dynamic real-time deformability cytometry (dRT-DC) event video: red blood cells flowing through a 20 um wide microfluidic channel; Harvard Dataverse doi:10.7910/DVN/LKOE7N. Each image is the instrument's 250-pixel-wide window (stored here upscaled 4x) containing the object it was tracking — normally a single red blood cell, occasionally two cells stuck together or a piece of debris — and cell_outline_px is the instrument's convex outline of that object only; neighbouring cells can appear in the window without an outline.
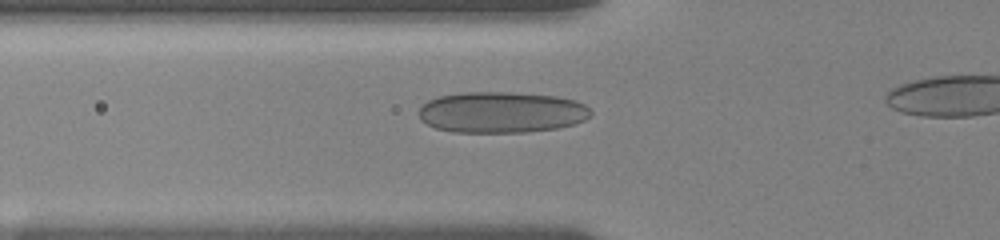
{"species": "human", "species_latin": "Homo sapiens", "temperature_condition": "room temperature", "stored_images_in_passage": 42, "camera_frame_rate_fps": 3000, "um_per_image_px": 0.085, "donor": {"sex": "female"}, "frame": {"image": 1, "passage_image": 9, "time_ms": 2.667, "image_size_px": [1000, 240], "cell_outline_px": [[592, 116], [584, 120], [572, 124], [556, 128], [528, 132], [452, 132], [436, 128], [420, 120], [420, 108], [428, 100], [440, 96], [464, 92], [512, 92], [556, 96], [576, 100], [584, 104], [592, 112]], "centroid_in_image_um": [42.64, 9.54], "position_along_channel_um": 83.2, "area_um2": 41.21}}
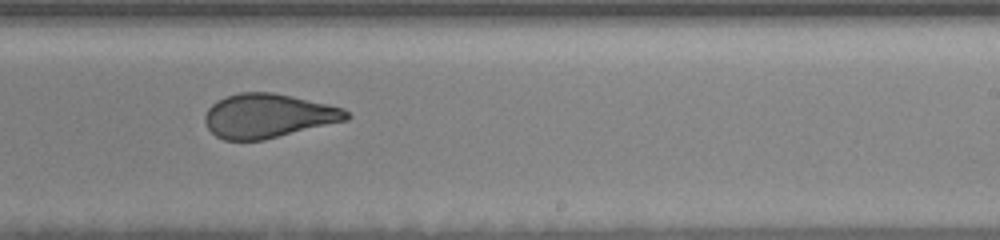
{"frame": {"image": 2, "passage_image": 26, "time_ms": 7.667, "image_size_px": [1000, 240], "cell_outline_px": [[352, 116], [348, 120], [264, 140], [224, 140], [216, 136], [208, 128], [204, 120], [204, 116], [208, 108], [216, 100], [240, 92], [272, 92], [292, 96], [328, 104], [344, 108]], "centroid_in_image_um": [22.8, 9.85], "position_along_channel_um": 266.2, "area_um2": 36.47}}
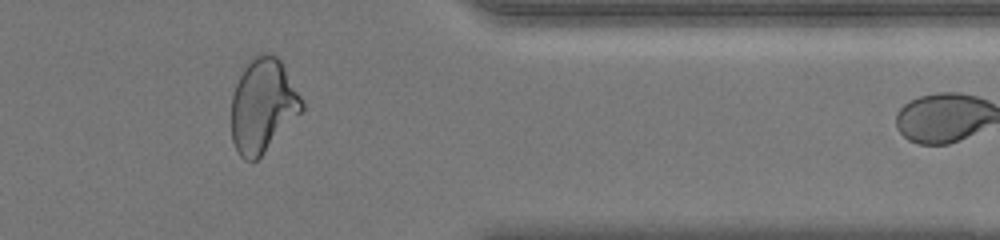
{"frame": {"image": 3, "passage_image": 38, "time_ms": 11.333, "image_size_px": [1000, 240], "cell_outline_px": [[304, 108], [260, 156], [256, 160], [244, 160], [240, 156], [232, 140], [232, 96], [236, 84], [244, 68], [252, 56], [260, 52], [272, 52], [280, 60], [300, 96], [304, 104]], "centroid_in_image_um": [22.32, 8.93], "position_along_channel_um": 389.1, "area_um2": 37.92}}